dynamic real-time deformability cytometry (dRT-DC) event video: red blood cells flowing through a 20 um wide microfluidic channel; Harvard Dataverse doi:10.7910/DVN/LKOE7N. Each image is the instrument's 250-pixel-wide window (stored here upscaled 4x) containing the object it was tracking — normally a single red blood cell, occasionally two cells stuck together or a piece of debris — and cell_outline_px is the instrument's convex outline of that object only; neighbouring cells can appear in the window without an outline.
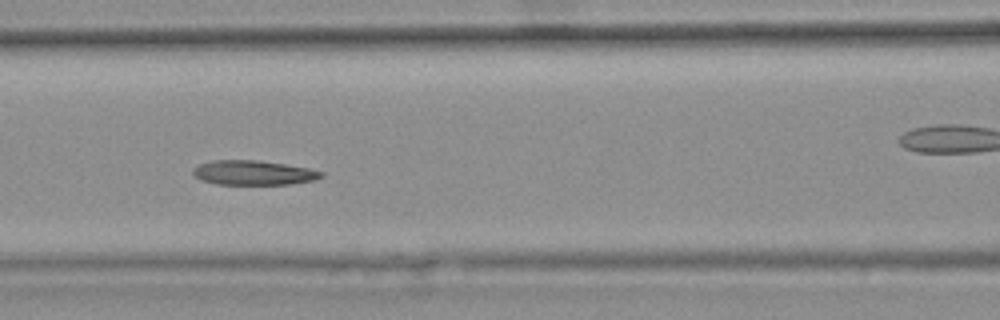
{"species": "common noctule bat (a hibernating species)", "species_latin": "Nyctalus noctula", "temperature_condition": "warm", "stored_images_in_passage": 10, "camera_frame_rate_fps": 3000, "um_per_image_px": 0.085, "animal": {"sex": "female", "body_mass_g": 25.1}, "frame": {"image": 1, "passage_image": 7, "time_ms": 2.0, "image_size_px": [1000, 320], "cell_outline_px": [[324, 176], [316, 180], [292, 184], [216, 184], [200, 180], [192, 172], [192, 168], [200, 164], [212, 160], [260, 160], [308, 168], [324, 172]], "centroid_in_image_um": [21.55, 14.68], "position_along_channel_um": 145.0, "area_um2": 18.44}}
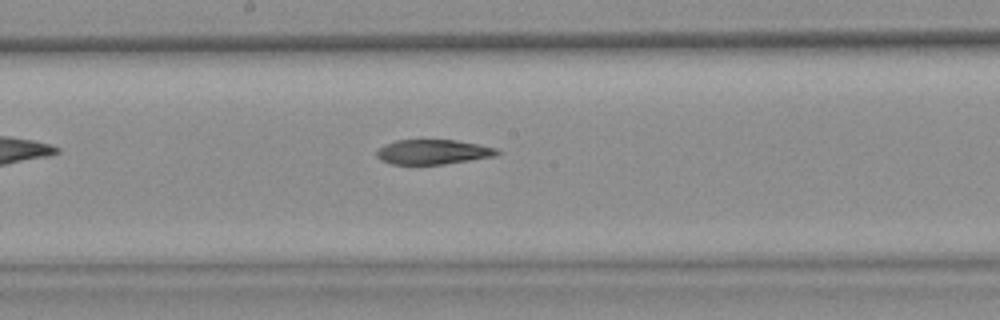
{"frame": {"image": 2, "passage_image": 10, "time_ms": 3.0, "image_size_px": [1000, 320], "cell_outline_px": [[500, 152], [496, 156], [444, 164], [392, 164], [380, 160], [376, 156], [376, 152], [384, 144], [396, 140], [456, 140], [480, 144], [496, 148]], "centroid_in_image_um": [36.8, 12.91], "position_along_channel_um": 211.4, "area_um2": 17.4}}